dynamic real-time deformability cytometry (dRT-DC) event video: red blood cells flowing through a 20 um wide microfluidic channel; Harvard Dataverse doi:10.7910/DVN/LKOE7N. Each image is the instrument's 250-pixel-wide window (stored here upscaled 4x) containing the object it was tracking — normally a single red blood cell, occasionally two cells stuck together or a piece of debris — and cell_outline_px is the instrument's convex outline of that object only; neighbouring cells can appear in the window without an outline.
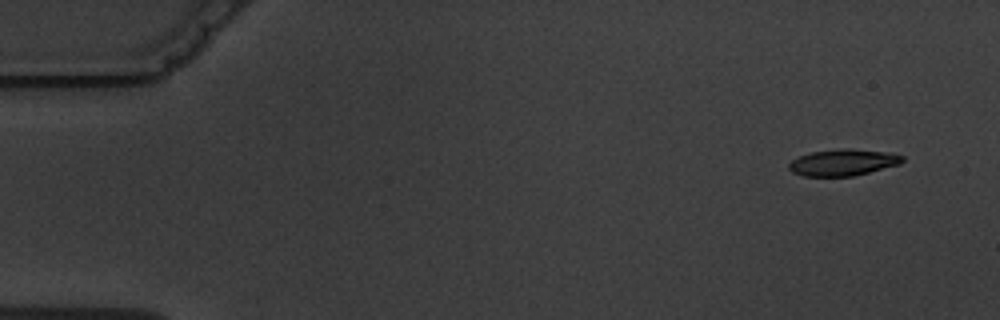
{"species": "common noctule bat (a hibernating species)", "species_latin": "Nyctalus noctula", "temperature_condition": "warm", "stored_images_in_passage": 6, "camera_frame_rate_fps": 3000, "um_per_image_px": 0.085, "animal": {"sex": "male", "body_mass_g": 19.5, "forearm_length_mm": 54.6}, "frame": {"image": 1, "passage_image": 1, "time_ms": 0.0, "image_size_px": [1000, 320], "cell_outline_px": [[904, 160], [900, 164], [852, 176], [804, 176], [792, 172], [788, 168], [788, 164], [792, 160], [800, 156], [812, 152], [840, 148], [848, 148], [884, 152], [904, 156]], "centroid_in_image_um": [71.63, 13.8], "position_along_channel_um": 13.4, "area_um2": 17.34}}
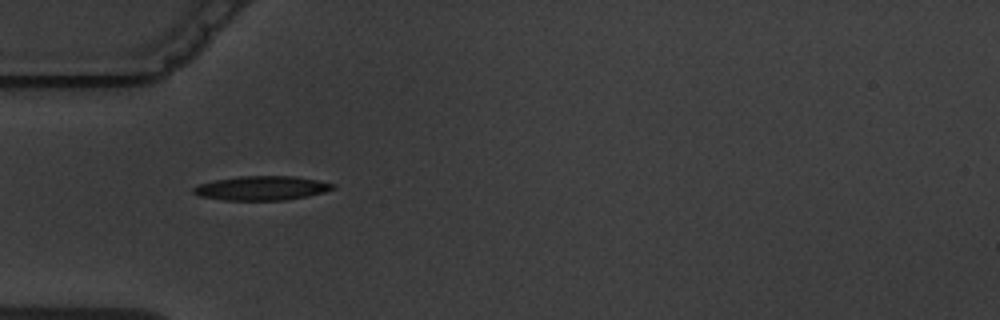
{"frame": {"image": 2, "passage_image": 5, "time_ms": 4.667, "image_size_px": [1000, 320], "cell_outline_px": [[336, 188], [324, 192], [308, 196], [284, 200], [224, 200], [200, 196], [192, 192], [192, 188], [200, 184], [216, 180], [240, 176], [296, 176], [336, 184]], "centroid_in_image_um": [22.27, 15.99], "position_along_channel_um": 62.7, "area_um2": 19.59}}